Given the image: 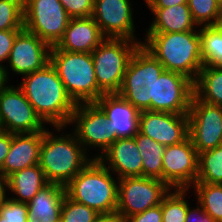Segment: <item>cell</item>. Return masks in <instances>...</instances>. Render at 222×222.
<instances>
[{"label":"cell","instance_id":"1","mask_svg":"<svg viewBox=\"0 0 222 222\" xmlns=\"http://www.w3.org/2000/svg\"><path fill=\"white\" fill-rule=\"evenodd\" d=\"M18 87L43 122L58 132L68 125L76 104L67 94L56 70L48 63L44 68L25 75Z\"/></svg>","mask_w":222,"mask_h":222},{"label":"cell","instance_id":"2","mask_svg":"<svg viewBox=\"0 0 222 222\" xmlns=\"http://www.w3.org/2000/svg\"><path fill=\"white\" fill-rule=\"evenodd\" d=\"M142 46L152 54L166 71L180 73L193 82L204 66L201 37L198 31L147 33Z\"/></svg>","mask_w":222,"mask_h":222},{"label":"cell","instance_id":"3","mask_svg":"<svg viewBox=\"0 0 222 222\" xmlns=\"http://www.w3.org/2000/svg\"><path fill=\"white\" fill-rule=\"evenodd\" d=\"M86 154L74 132L54 136L45 129L38 164L48 183L65 187L92 160Z\"/></svg>","mask_w":222,"mask_h":222},{"label":"cell","instance_id":"4","mask_svg":"<svg viewBox=\"0 0 222 222\" xmlns=\"http://www.w3.org/2000/svg\"><path fill=\"white\" fill-rule=\"evenodd\" d=\"M73 201L92 208L99 214L117 210L118 182L99 159H93L65 186Z\"/></svg>","mask_w":222,"mask_h":222},{"label":"cell","instance_id":"5","mask_svg":"<svg viewBox=\"0 0 222 222\" xmlns=\"http://www.w3.org/2000/svg\"><path fill=\"white\" fill-rule=\"evenodd\" d=\"M50 63L75 104L95 103L104 95L97 85L92 53L68 52L52 46Z\"/></svg>","mask_w":222,"mask_h":222},{"label":"cell","instance_id":"6","mask_svg":"<svg viewBox=\"0 0 222 222\" xmlns=\"http://www.w3.org/2000/svg\"><path fill=\"white\" fill-rule=\"evenodd\" d=\"M165 68L142 45L133 53L118 94L141 111H154L155 81Z\"/></svg>","mask_w":222,"mask_h":222},{"label":"cell","instance_id":"7","mask_svg":"<svg viewBox=\"0 0 222 222\" xmlns=\"http://www.w3.org/2000/svg\"><path fill=\"white\" fill-rule=\"evenodd\" d=\"M140 45L126 38H106L92 52L97 85L104 94L120 91L130 58Z\"/></svg>","mask_w":222,"mask_h":222},{"label":"cell","instance_id":"8","mask_svg":"<svg viewBox=\"0 0 222 222\" xmlns=\"http://www.w3.org/2000/svg\"><path fill=\"white\" fill-rule=\"evenodd\" d=\"M24 29L51 47L62 39L71 19L59 0H23Z\"/></svg>","mask_w":222,"mask_h":222},{"label":"cell","instance_id":"9","mask_svg":"<svg viewBox=\"0 0 222 222\" xmlns=\"http://www.w3.org/2000/svg\"><path fill=\"white\" fill-rule=\"evenodd\" d=\"M118 180L117 212L130 217L160 205L172 190L164 181L148 177H126Z\"/></svg>","mask_w":222,"mask_h":222},{"label":"cell","instance_id":"10","mask_svg":"<svg viewBox=\"0 0 222 222\" xmlns=\"http://www.w3.org/2000/svg\"><path fill=\"white\" fill-rule=\"evenodd\" d=\"M44 122L37 115L19 87H0V128L9 133H37L44 131Z\"/></svg>","mask_w":222,"mask_h":222},{"label":"cell","instance_id":"11","mask_svg":"<svg viewBox=\"0 0 222 222\" xmlns=\"http://www.w3.org/2000/svg\"><path fill=\"white\" fill-rule=\"evenodd\" d=\"M70 123L77 124L74 134L85 151L87 146L98 147L103 154L118 139L106 114L96 103L76 104Z\"/></svg>","mask_w":222,"mask_h":222},{"label":"cell","instance_id":"12","mask_svg":"<svg viewBox=\"0 0 222 222\" xmlns=\"http://www.w3.org/2000/svg\"><path fill=\"white\" fill-rule=\"evenodd\" d=\"M189 137L198 153L222 144V107L193 95L188 112Z\"/></svg>","mask_w":222,"mask_h":222},{"label":"cell","instance_id":"13","mask_svg":"<svg viewBox=\"0 0 222 222\" xmlns=\"http://www.w3.org/2000/svg\"><path fill=\"white\" fill-rule=\"evenodd\" d=\"M162 164V181L171 189H189L197 181L198 152L190 137L179 144L165 146Z\"/></svg>","mask_w":222,"mask_h":222},{"label":"cell","instance_id":"14","mask_svg":"<svg viewBox=\"0 0 222 222\" xmlns=\"http://www.w3.org/2000/svg\"><path fill=\"white\" fill-rule=\"evenodd\" d=\"M194 95V82L186 76L164 71L155 81L154 112L188 115Z\"/></svg>","mask_w":222,"mask_h":222},{"label":"cell","instance_id":"15","mask_svg":"<svg viewBox=\"0 0 222 222\" xmlns=\"http://www.w3.org/2000/svg\"><path fill=\"white\" fill-rule=\"evenodd\" d=\"M139 132L161 145H176L189 137L188 115L141 111Z\"/></svg>","mask_w":222,"mask_h":222},{"label":"cell","instance_id":"16","mask_svg":"<svg viewBox=\"0 0 222 222\" xmlns=\"http://www.w3.org/2000/svg\"><path fill=\"white\" fill-rule=\"evenodd\" d=\"M51 46L36 34L22 29L15 37L8 61L11 70L23 76L50 63Z\"/></svg>","mask_w":222,"mask_h":222},{"label":"cell","instance_id":"17","mask_svg":"<svg viewBox=\"0 0 222 222\" xmlns=\"http://www.w3.org/2000/svg\"><path fill=\"white\" fill-rule=\"evenodd\" d=\"M132 16L129 0H94L92 18L106 38L135 41Z\"/></svg>","mask_w":222,"mask_h":222},{"label":"cell","instance_id":"18","mask_svg":"<svg viewBox=\"0 0 222 222\" xmlns=\"http://www.w3.org/2000/svg\"><path fill=\"white\" fill-rule=\"evenodd\" d=\"M95 103L106 114L117 138L134 137L139 132L140 111L118 93L104 94Z\"/></svg>","mask_w":222,"mask_h":222},{"label":"cell","instance_id":"19","mask_svg":"<svg viewBox=\"0 0 222 222\" xmlns=\"http://www.w3.org/2000/svg\"><path fill=\"white\" fill-rule=\"evenodd\" d=\"M99 155L95 159H99L113 173H118L117 179L142 177V157L134 137L118 138Z\"/></svg>","mask_w":222,"mask_h":222},{"label":"cell","instance_id":"20","mask_svg":"<svg viewBox=\"0 0 222 222\" xmlns=\"http://www.w3.org/2000/svg\"><path fill=\"white\" fill-rule=\"evenodd\" d=\"M43 131L37 133H11V146L0 174L6 179L16 171L39 163Z\"/></svg>","mask_w":222,"mask_h":222},{"label":"cell","instance_id":"21","mask_svg":"<svg viewBox=\"0 0 222 222\" xmlns=\"http://www.w3.org/2000/svg\"><path fill=\"white\" fill-rule=\"evenodd\" d=\"M105 39L92 17L71 18L56 47L68 52L92 53Z\"/></svg>","mask_w":222,"mask_h":222},{"label":"cell","instance_id":"22","mask_svg":"<svg viewBox=\"0 0 222 222\" xmlns=\"http://www.w3.org/2000/svg\"><path fill=\"white\" fill-rule=\"evenodd\" d=\"M65 195L64 186L48 183L27 203V222H60Z\"/></svg>","mask_w":222,"mask_h":222},{"label":"cell","instance_id":"23","mask_svg":"<svg viewBox=\"0 0 222 222\" xmlns=\"http://www.w3.org/2000/svg\"><path fill=\"white\" fill-rule=\"evenodd\" d=\"M155 16L146 33H171L195 30L197 25L191 16L188 4L167 8H149Z\"/></svg>","mask_w":222,"mask_h":222},{"label":"cell","instance_id":"24","mask_svg":"<svg viewBox=\"0 0 222 222\" xmlns=\"http://www.w3.org/2000/svg\"><path fill=\"white\" fill-rule=\"evenodd\" d=\"M47 184L48 181L39 164L16 171L6 178V188L19 197L10 199L22 203H29Z\"/></svg>","mask_w":222,"mask_h":222},{"label":"cell","instance_id":"25","mask_svg":"<svg viewBox=\"0 0 222 222\" xmlns=\"http://www.w3.org/2000/svg\"><path fill=\"white\" fill-rule=\"evenodd\" d=\"M194 95L205 103L222 107V67L204 65L194 82Z\"/></svg>","mask_w":222,"mask_h":222},{"label":"cell","instance_id":"26","mask_svg":"<svg viewBox=\"0 0 222 222\" xmlns=\"http://www.w3.org/2000/svg\"><path fill=\"white\" fill-rule=\"evenodd\" d=\"M134 138L142 157V177L162 180V158L165 146L140 132Z\"/></svg>","mask_w":222,"mask_h":222},{"label":"cell","instance_id":"27","mask_svg":"<svg viewBox=\"0 0 222 222\" xmlns=\"http://www.w3.org/2000/svg\"><path fill=\"white\" fill-rule=\"evenodd\" d=\"M199 34L203 64L222 67V29L218 25L203 26Z\"/></svg>","mask_w":222,"mask_h":222},{"label":"cell","instance_id":"28","mask_svg":"<svg viewBox=\"0 0 222 222\" xmlns=\"http://www.w3.org/2000/svg\"><path fill=\"white\" fill-rule=\"evenodd\" d=\"M196 182L222 184V144L198 153V176Z\"/></svg>","mask_w":222,"mask_h":222},{"label":"cell","instance_id":"29","mask_svg":"<svg viewBox=\"0 0 222 222\" xmlns=\"http://www.w3.org/2000/svg\"><path fill=\"white\" fill-rule=\"evenodd\" d=\"M197 202L216 222H222V184L195 182Z\"/></svg>","mask_w":222,"mask_h":222},{"label":"cell","instance_id":"30","mask_svg":"<svg viewBox=\"0 0 222 222\" xmlns=\"http://www.w3.org/2000/svg\"><path fill=\"white\" fill-rule=\"evenodd\" d=\"M162 200V222H185L189 204L185 200L188 189H174Z\"/></svg>","mask_w":222,"mask_h":222},{"label":"cell","instance_id":"31","mask_svg":"<svg viewBox=\"0 0 222 222\" xmlns=\"http://www.w3.org/2000/svg\"><path fill=\"white\" fill-rule=\"evenodd\" d=\"M193 21L198 26L218 25L221 13L217 0H187Z\"/></svg>","mask_w":222,"mask_h":222},{"label":"cell","instance_id":"32","mask_svg":"<svg viewBox=\"0 0 222 222\" xmlns=\"http://www.w3.org/2000/svg\"><path fill=\"white\" fill-rule=\"evenodd\" d=\"M24 29L23 0H0V30Z\"/></svg>","mask_w":222,"mask_h":222},{"label":"cell","instance_id":"33","mask_svg":"<svg viewBox=\"0 0 222 222\" xmlns=\"http://www.w3.org/2000/svg\"><path fill=\"white\" fill-rule=\"evenodd\" d=\"M99 213L84 204L77 203L67 195L63 198L61 222H94Z\"/></svg>","mask_w":222,"mask_h":222},{"label":"cell","instance_id":"34","mask_svg":"<svg viewBox=\"0 0 222 222\" xmlns=\"http://www.w3.org/2000/svg\"><path fill=\"white\" fill-rule=\"evenodd\" d=\"M27 203L4 198L0 203V222H27Z\"/></svg>","mask_w":222,"mask_h":222},{"label":"cell","instance_id":"35","mask_svg":"<svg viewBox=\"0 0 222 222\" xmlns=\"http://www.w3.org/2000/svg\"><path fill=\"white\" fill-rule=\"evenodd\" d=\"M70 18L92 17L94 0H59Z\"/></svg>","mask_w":222,"mask_h":222},{"label":"cell","instance_id":"36","mask_svg":"<svg viewBox=\"0 0 222 222\" xmlns=\"http://www.w3.org/2000/svg\"><path fill=\"white\" fill-rule=\"evenodd\" d=\"M21 30L22 29L0 30V70L2 71L4 82L6 83L8 82L9 72L6 70L5 66L3 67V64L1 65V62L8 60L14 39Z\"/></svg>","mask_w":222,"mask_h":222},{"label":"cell","instance_id":"37","mask_svg":"<svg viewBox=\"0 0 222 222\" xmlns=\"http://www.w3.org/2000/svg\"><path fill=\"white\" fill-rule=\"evenodd\" d=\"M125 222H162L161 204L149 208L142 213L125 217Z\"/></svg>","mask_w":222,"mask_h":222},{"label":"cell","instance_id":"38","mask_svg":"<svg viewBox=\"0 0 222 222\" xmlns=\"http://www.w3.org/2000/svg\"><path fill=\"white\" fill-rule=\"evenodd\" d=\"M198 206L196 209L188 207L185 222H216L199 204Z\"/></svg>","mask_w":222,"mask_h":222},{"label":"cell","instance_id":"39","mask_svg":"<svg viewBox=\"0 0 222 222\" xmlns=\"http://www.w3.org/2000/svg\"><path fill=\"white\" fill-rule=\"evenodd\" d=\"M11 146V133L0 130V169L2 168L6 155Z\"/></svg>","mask_w":222,"mask_h":222},{"label":"cell","instance_id":"40","mask_svg":"<svg viewBox=\"0 0 222 222\" xmlns=\"http://www.w3.org/2000/svg\"><path fill=\"white\" fill-rule=\"evenodd\" d=\"M149 8H167L179 4H188L187 0H144Z\"/></svg>","mask_w":222,"mask_h":222},{"label":"cell","instance_id":"41","mask_svg":"<svg viewBox=\"0 0 222 222\" xmlns=\"http://www.w3.org/2000/svg\"><path fill=\"white\" fill-rule=\"evenodd\" d=\"M94 222H125V217L117 211L106 214H99Z\"/></svg>","mask_w":222,"mask_h":222},{"label":"cell","instance_id":"42","mask_svg":"<svg viewBox=\"0 0 222 222\" xmlns=\"http://www.w3.org/2000/svg\"><path fill=\"white\" fill-rule=\"evenodd\" d=\"M6 179L0 174V203L6 197Z\"/></svg>","mask_w":222,"mask_h":222},{"label":"cell","instance_id":"43","mask_svg":"<svg viewBox=\"0 0 222 222\" xmlns=\"http://www.w3.org/2000/svg\"><path fill=\"white\" fill-rule=\"evenodd\" d=\"M217 6H218L220 13L222 14V0H217Z\"/></svg>","mask_w":222,"mask_h":222},{"label":"cell","instance_id":"44","mask_svg":"<svg viewBox=\"0 0 222 222\" xmlns=\"http://www.w3.org/2000/svg\"><path fill=\"white\" fill-rule=\"evenodd\" d=\"M4 79H3V76H2V71L0 70V87L4 84Z\"/></svg>","mask_w":222,"mask_h":222},{"label":"cell","instance_id":"45","mask_svg":"<svg viewBox=\"0 0 222 222\" xmlns=\"http://www.w3.org/2000/svg\"><path fill=\"white\" fill-rule=\"evenodd\" d=\"M218 26L222 29V14H221V16H220V21H219Z\"/></svg>","mask_w":222,"mask_h":222}]
</instances>
